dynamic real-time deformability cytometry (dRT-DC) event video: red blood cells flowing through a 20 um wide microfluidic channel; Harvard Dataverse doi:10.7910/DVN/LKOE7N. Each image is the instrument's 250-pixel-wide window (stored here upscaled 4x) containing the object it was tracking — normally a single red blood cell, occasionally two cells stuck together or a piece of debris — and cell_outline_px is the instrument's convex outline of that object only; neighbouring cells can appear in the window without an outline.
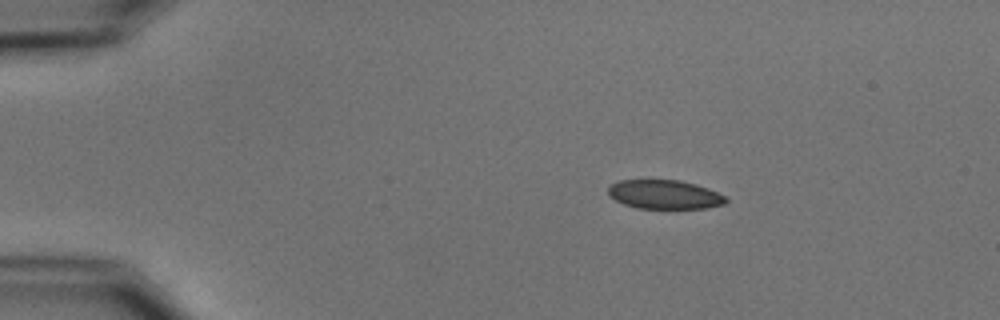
{"species": "common noctule bat (a hibernating species)", "species_latin": "Nyctalus noctula", "temperature_condition": "cold", "stored_images_in_passage": 3, "camera_frame_rate_fps": 3000, "um_per_image_px": 0.085, "animal": {"sex": "male", "body_mass_g": 15.6}, "frame": {"image": 1, "passage_image": 1, "time_ms": 0.0, "image_size_px": [1000, 320], "cell_outline_px": [[728, 200], [724, 204], [704, 208], [636, 208], [624, 204], [608, 196], [608, 188], [612, 184], [620, 180], [680, 180], [696, 184], [708, 188], [724, 196]], "centroid_in_image_um": [56.47, 16.53], "position_along_channel_um": 28.5, "area_um2": 19.77}}